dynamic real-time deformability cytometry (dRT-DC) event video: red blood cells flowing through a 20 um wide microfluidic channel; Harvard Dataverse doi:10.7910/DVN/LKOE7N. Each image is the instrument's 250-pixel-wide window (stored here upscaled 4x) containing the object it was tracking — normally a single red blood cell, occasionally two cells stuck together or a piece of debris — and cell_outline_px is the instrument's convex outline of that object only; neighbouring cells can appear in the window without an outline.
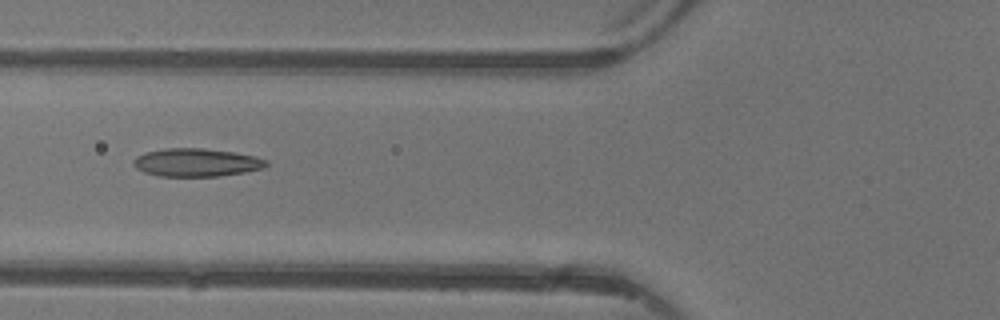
{"species": "common noctule bat (a hibernating species)", "species_latin": "Nyctalus noctula", "temperature_condition": "warm", "stored_images_in_passage": 5, "camera_frame_rate_fps": 3000, "um_per_image_px": 0.085, "animal": {"sex": "female"}, "frame": {"image": 1, "passage_image": 5, "time_ms": 5.667, "image_size_px": [1000, 320], "cell_outline_px": [[268, 164], [264, 168], [244, 172], [220, 176], [160, 176], [144, 172], [136, 168], [132, 164], [132, 160], [136, 156], [144, 152], [164, 148], [200, 148], [236, 152], [268, 160]], "centroid_in_image_um": [16.66, 13.8], "position_along_channel_um": 109.1, "area_um2": 21.85}}